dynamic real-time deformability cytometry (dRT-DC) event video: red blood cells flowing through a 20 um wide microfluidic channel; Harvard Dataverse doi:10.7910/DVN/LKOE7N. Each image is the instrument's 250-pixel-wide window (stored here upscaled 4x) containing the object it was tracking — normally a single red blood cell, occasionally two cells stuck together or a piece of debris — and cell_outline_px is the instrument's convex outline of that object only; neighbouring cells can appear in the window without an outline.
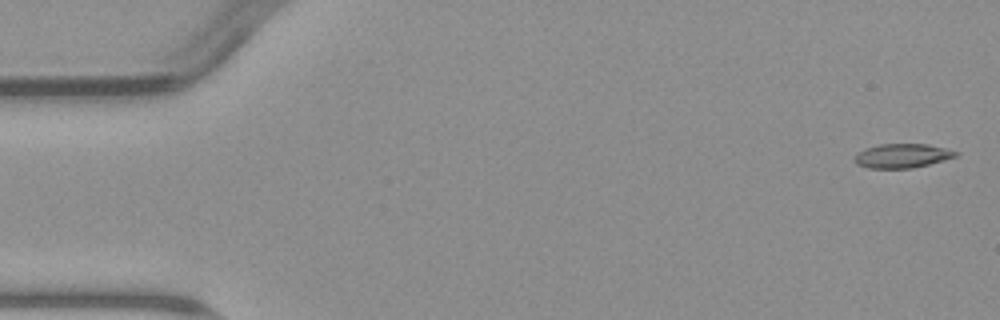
{"species": "common noctule bat (a hibernating species)", "species_latin": "Nyctalus noctula", "temperature_condition": "warm", "stored_images_in_passage": 4, "camera_frame_rate_fps": 3000, "um_per_image_px": 0.085, "animal": {"sex": "male", "body_mass_g": 23.1, "forearm_length_mm": 52.7}, "frame": {"image": 1, "passage_image": 1, "time_ms": 0.0, "image_size_px": [1000, 320], "cell_outline_px": [[960, 152], [956, 156], [944, 160], [912, 168], [868, 168], [856, 164], [852, 160], [856, 152], [864, 148], [880, 144], [928, 144]], "centroid_in_image_um": [76.62, 13.24], "position_along_channel_um": 8.4, "area_um2": 14.33}}
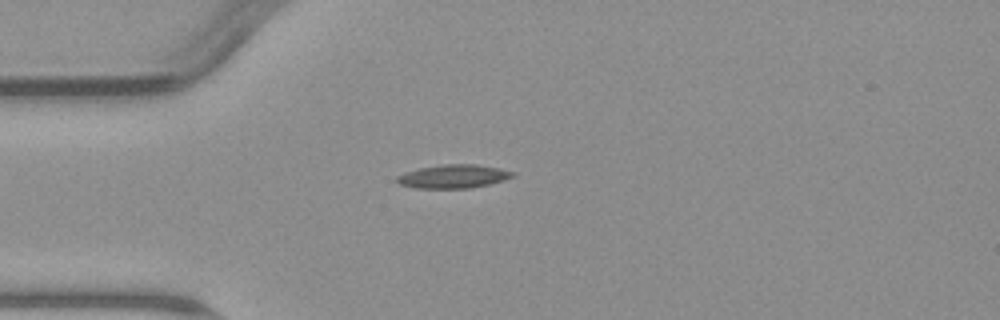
{"frame": {"image": 2, "passage_image": 4, "time_ms": 4.333, "image_size_px": [1000, 320], "cell_outline_px": [[516, 176], [504, 180], [472, 188], [416, 188], [400, 184], [396, 180], [396, 176], [420, 168], [444, 164], [476, 164], [500, 168], [516, 172]], "centroid_in_image_um": [38.6, 14.99], "position_along_channel_um": 46.4, "area_um2": 15.84}}